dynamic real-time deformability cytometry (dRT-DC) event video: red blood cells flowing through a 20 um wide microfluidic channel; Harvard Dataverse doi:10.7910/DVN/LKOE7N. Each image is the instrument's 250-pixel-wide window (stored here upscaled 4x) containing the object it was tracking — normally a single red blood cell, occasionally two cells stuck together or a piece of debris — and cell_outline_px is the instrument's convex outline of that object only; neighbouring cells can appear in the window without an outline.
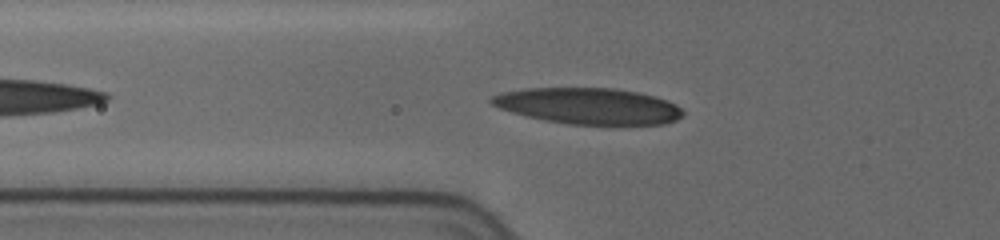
{"species": "human", "species_latin": "Homo sapiens", "temperature_condition": "cold", "stored_images_in_passage": 29, "camera_frame_rate_fps": 3000, "um_per_image_px": 0.085, "donor": {"sex": "female"}, "frame": {"image": 1, "passage_image": 3, "time_ms": 1.0, "image_size_px": [1000, 240], "cell_outline_px": [[684, 112], [676, 120], [664, 124], [568, 124], [544, 120], [512, 112], [500, 108], [492, 104], [488, 100], [492, 96], [504, 92], [524, 88], [616, 88], [656, 96], [680, 108]], "centroid_in_image_um": [49.99, 9.0], "position_along_channel_um": 75.8, "area_um2": 39.94}}
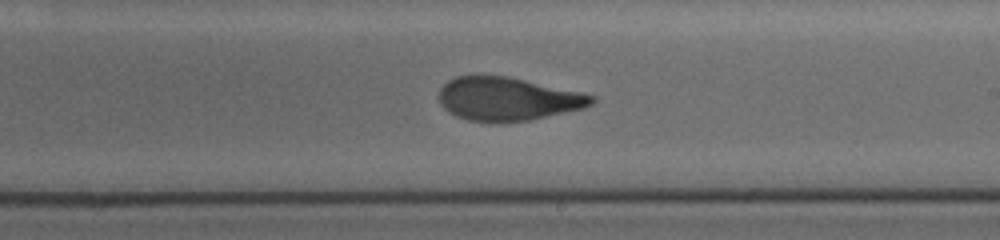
{"frame": {"image": 2, "passage_image": 14, "time_ms": 5.667, "image_size_px": [1000, 240], "cell_outline_px": [[596, 100], [592, 104], [584, 108], [528, 120], [468, 120], [456, 116], [448, 112], [440, 104], [440, 88], [448, 80], [456, 76], [472, 72], [476, 72], [508, 76], [584, 92], [596, 96]], "centroid_in_image_um": [43.14, 8.33], "position_along_channel_um": 245.9, "area_um2": 38.9}}
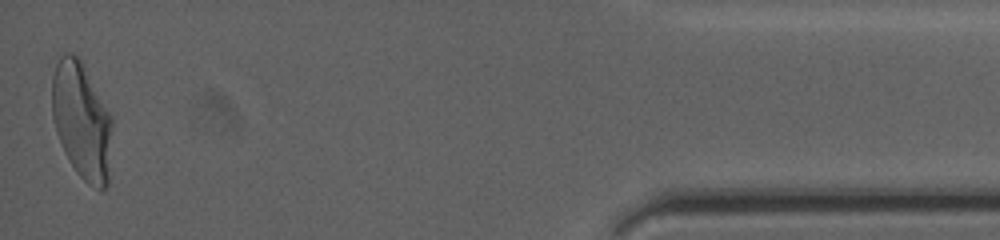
{"frame": {"image": 3, "passage_image": 29, "time_ms": 12.333, "image_size_px": [1000, 240], "cell_outline_px": [[112, 124], [108, 184], [100, 192], [88, 184], [76, 172], [68, 160], [64, 152], [56, 132], [52, 116], [52, 76], [56, 52], [72, 52], [80, 60], [112, 116]], "centroid_in_image_um": [6.91, 10.24], "position_along_channel_um": 428.3, "area_um2": 41.5}, "authors_computed_cell_mechanics": {"area_um2": 39.4196, "velocity_mm_per_s": 3.6927, "shape_relaxation_time_tau1_ms": 4.8635, "shape_relaxation_time_tau2_ms": 1.0911, "deformation_change_tau1": 0.2025, "deformation_change_tau2": 0.0754}}